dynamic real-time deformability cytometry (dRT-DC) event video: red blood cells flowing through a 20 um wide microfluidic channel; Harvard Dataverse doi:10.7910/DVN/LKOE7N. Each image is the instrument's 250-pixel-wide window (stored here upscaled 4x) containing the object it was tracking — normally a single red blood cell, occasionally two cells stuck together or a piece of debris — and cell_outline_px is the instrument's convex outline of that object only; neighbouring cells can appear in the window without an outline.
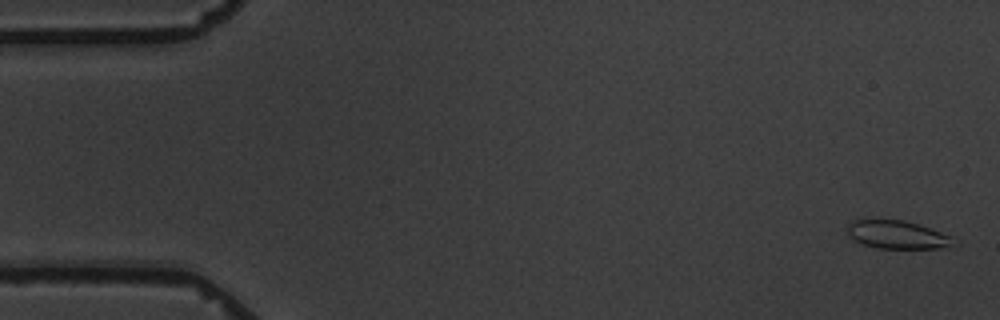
{"species": "common noctule bat (a hibernating species)", "species_latin": "Nyctalus noctula", "temperature_condition": "warm", "stored_images_in_passage": 9, "camera_frame_rate_fps": 3000, "um_per_image_px": 0.085, "animal": {"sex": "male", "body_mass_g": 19.5, "forearm_length_mm": 54.6}, "frame": {"image": 1, "passage_image": 1, "time_ms": 0.0, "image_size_px": [1000, 320], "cell_outline_px": [[960, 244], [940, 248], [876, 248], [864, 244], [848, 236], [848, 224], [852, 220], [904, 220], [940, 232], [960, 240]], "centroid_in_image_um": [76.33, 19.96], "position_along_channel_um": 8.7, "area_um2": 17.34}}
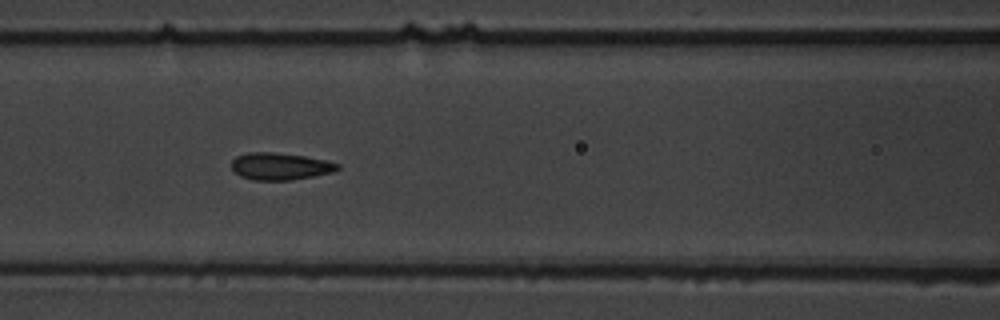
{"frame": {"image": 2, "passage_image": 7, "time_ms": 7.667, "image_size_px": [1000, 320], "cell_outline_px": [[340, 168], [332, 172], [292, 180], [252, 180], [240, 176], [232, 168], [232, 160], [236, 156], [248, 152], [272, 152], [304, 156], [328, 160], [340, 164]], "centroid_in_image_um": [23.82, 14.13], "position_along_channel_um": 142.8, "area_um2": 16.76}}
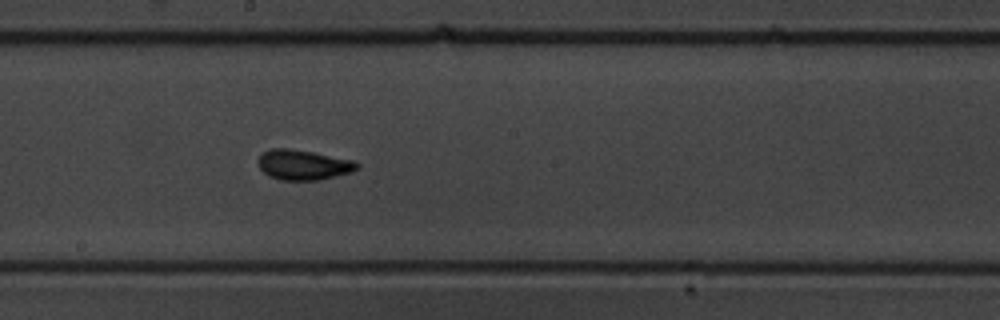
{"frame": {"image": 3, "passage_image": 9, "time_ms": 10.0, "image_size_px": [1000, 320], "cell_outline_px": [[360, 168], [352, 172], [320, 180], [280, 180], [268, 176], [260, 168], [256, 160], [264, 152], [272, 148], [288, 148], [312, 152], [352, 160], [360, 164]], "centroid_in_image_um": [25.78, 14.02], "position_along_channel_um": 222.4, "area_um2": 17.4}}